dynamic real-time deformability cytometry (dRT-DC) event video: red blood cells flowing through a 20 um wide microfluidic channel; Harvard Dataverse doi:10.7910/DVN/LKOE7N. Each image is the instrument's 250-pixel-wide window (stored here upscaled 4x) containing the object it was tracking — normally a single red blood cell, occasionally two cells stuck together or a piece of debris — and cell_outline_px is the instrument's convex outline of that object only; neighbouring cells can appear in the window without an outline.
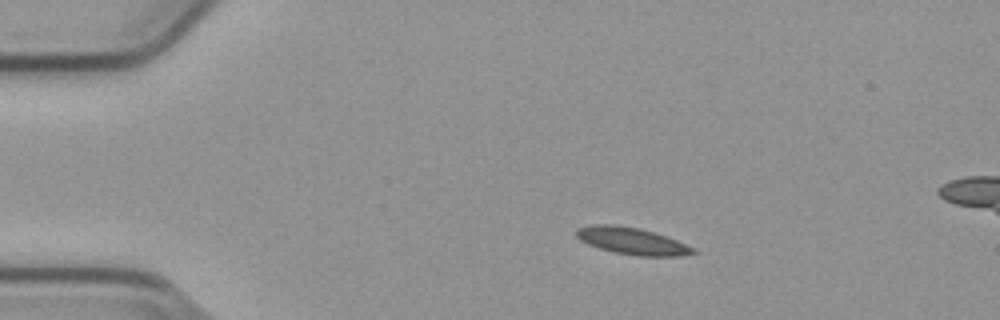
{"species": "common noctule bat (a hibernating species)", "species_latin": "Nyctalus noctula", "temperature_condition": "cold", "stored_images_in_passage": 46, "camera_frame_rate_fps": 3000, "um_per_image_px": 0.085, "animal": {"sex": "male", "body_mass_g": 23.1, "forearm_length_mm": 52.7}, "frame": {"image": 1, "passage_image": 1, "time_ms": 0.0, "image_size_px": [1000, 320], "cell_outline_px": [[700, 252], [680, 256], [636, 256], [616, 252], [600, 248], [588, 244], [580, 240], [576, 236], [576, 228], [592, 224], [616, 224], [640, 228], [676, 240], [696, 248]], "centroid_in_image_um": [53.73, 20.48], "position_along_channel_um": 31.3, "area_um2": 18.38}}
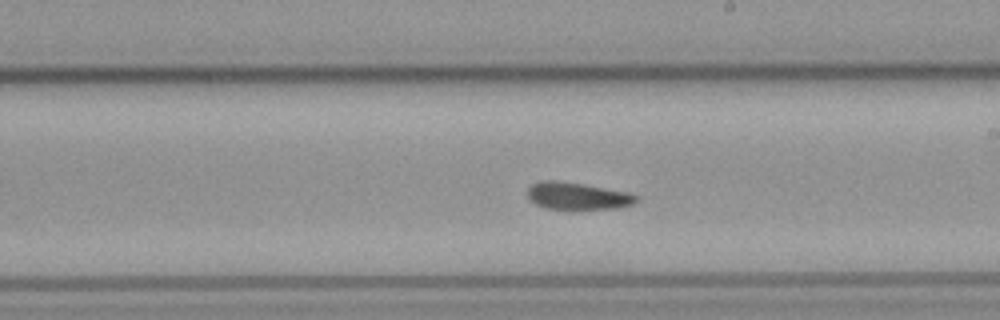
{"frame": {"image": 2, "passage_image": 22, "time_ms": 7.0, "image_size_px": [1000, 320], "cell_outline_px": [[640, 196], [632, 204], [620, 208], [572, 212], [568, 212], [544, 208], [528, 200], [528, 188], [532, 184], [544, 180], [552, 180], [580, 184], [628, 192]], "centroid_in_image_um": [49.07, 16.73], "position_along_channel_um": 239.9, "area_um2": 17.98}}
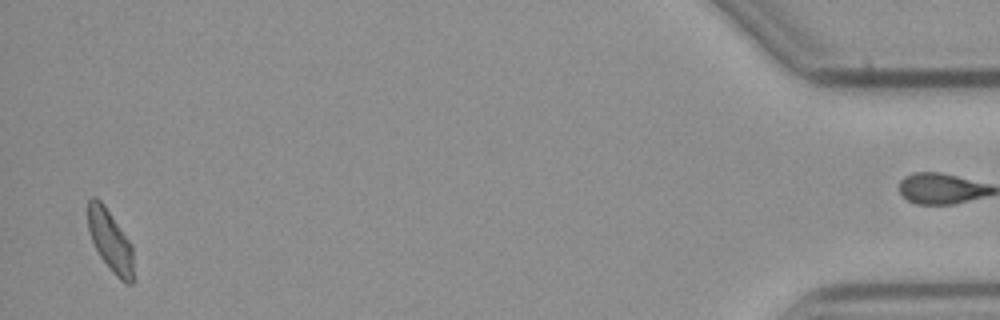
{"frame": {"image": 3, "passage_image": 44, "time_ms": 14.333, "image_size_px": [1000, 320], "cell_outline_px": [[132, 284], [128, 284], [120, 280], [116, 276], [100, 256], [92, 240], [88, 228], [88, 200], [92, 196], [96, 196], [104, 204], [132, 244]], "centroid_in_image_um": [9.36, 20.43], "position_along_channel_um": 425.8, "area_um2": 16.13}, "authors_computed_cell_mechanics": {"area_um2": 17.34, "velocity_mm_per_s": 3.7691, "shape_relaxation_time_tau1_ms": 8.2504, "shape_relaxation_time_tau2_ms": 4.8271, "deformation_change_tau1": 0.1326, "deformation_change_tau2": 0.1087}}